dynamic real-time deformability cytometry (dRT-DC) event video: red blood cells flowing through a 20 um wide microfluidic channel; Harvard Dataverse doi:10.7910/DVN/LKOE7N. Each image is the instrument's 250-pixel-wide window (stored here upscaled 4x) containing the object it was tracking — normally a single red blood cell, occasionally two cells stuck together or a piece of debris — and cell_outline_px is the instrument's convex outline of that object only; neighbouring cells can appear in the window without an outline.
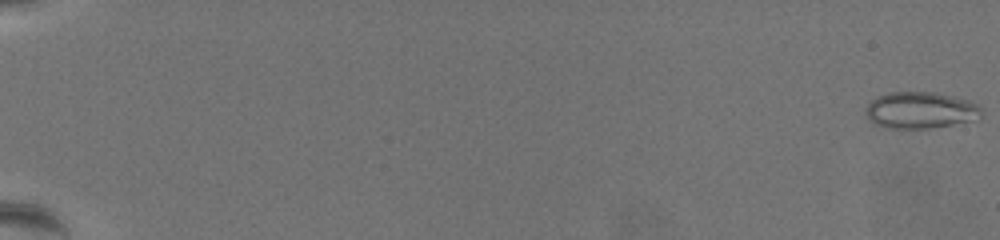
{"species": "common noctule bat (a hibernating species)", "species_latin": "Nyctalus noctula", "temperature_condition": "warm", "stored_images_in_passage": 64, "camera_frame_rate_fps": 3000, "um_per_image_px": 0.085, "animal": {"sex": "female", "body_mass_g": 19.5, "forearm_length_mm": 54.1}, "frame": {"image": 1, "passage_image": 1, "time_ms": 0.0, "image_size_px": [1000, 240], "cell_outline_px": [[984, 112], [980, 116], [972, 120], [952, 124], [928, 128], [892, 128], [872, 124], [864, 112], [864, 108], [872, 100], [880, 96], [892, 92], [932, 92], [952, 96], [968, 100], [976, 104]], "centroid_in_image_um": [78.2, 9.37], "position_along_channel_um": 6.8, "area_um2": 24.45}}
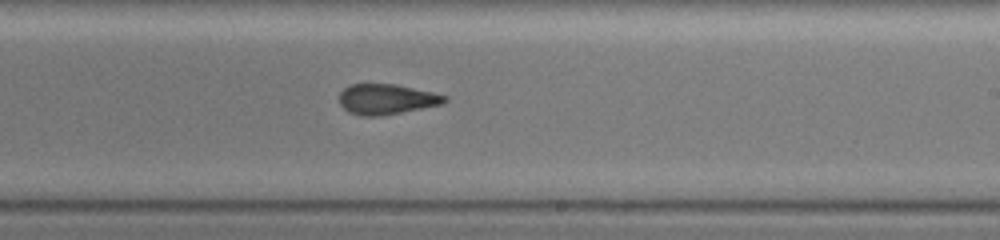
{"frame": {"image": 2, "passage_image": 42, "time_ms": 13.667, "image_size_px": [1000, 240], "cell_outline_px": [[448, 100], [444, 104], [380, 116], [360, 116], [348, 112], [340, 104], [340, 92], [344, 88], [352, 84], [396, 84], [432, 92], [448, 96]], "centroid_in_image_um": [32.87, 8.43], "position_along_channel_um": 256.1, "area_um2": 18.67}}
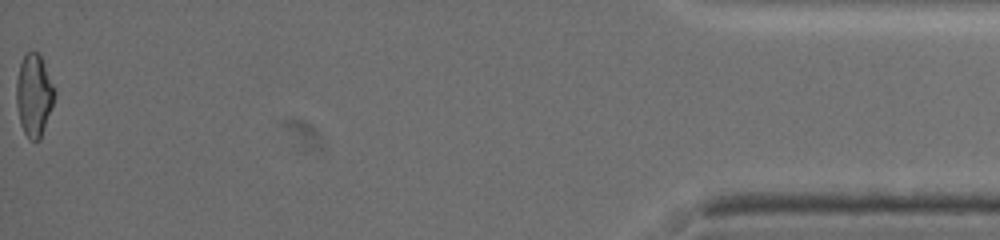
{"frame": {"image": 3, "passage_image": 64, "time_ms": 21.0, "image_size_px": [1000, 240], "cell_outline_px": [[56, 92], [40, 140], [28, 140], [20, 124], [16, 104], [16, 80], [20, 64], [24, 56], [28, 52], [36, 52], [40, 56]], "centroid_in_image_um": [2.86, 8.13], "position_along_channel_um": 432.3, "area_um2": 17.98}, "authors_computed_cell_mechanics": {"area_um2": 19.6809, "velocity_mm_per_s": 3.5204, "shape_relaxation_time_tau1_ms": null, "shape_relaxation_time_tau2_ms": 1.3573, "deformation_change_tau1": null, "deformation_change_tau2": 0.0724}}